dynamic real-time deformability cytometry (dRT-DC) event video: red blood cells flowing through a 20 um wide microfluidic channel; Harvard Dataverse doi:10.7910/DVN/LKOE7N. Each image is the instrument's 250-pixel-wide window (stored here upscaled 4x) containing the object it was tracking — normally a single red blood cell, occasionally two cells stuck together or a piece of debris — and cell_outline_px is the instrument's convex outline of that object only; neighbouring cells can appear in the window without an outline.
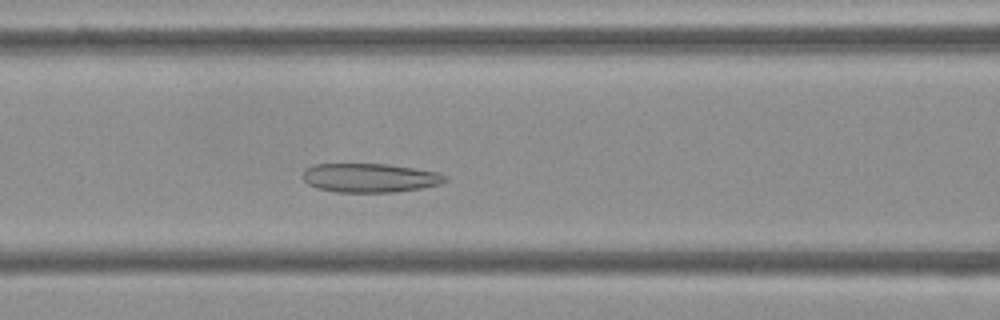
{"species": "Egyptian fruit bat (a non-hibernating species)", "species_latin": "Rousettus aegyptiacus", "temperature_condition": "cold", "stored_images_in_passage": 50, "camera_frame_rate_fps": 3000, "um_per_image_px": 0.085, "frame": {"image": 1, "passage_image": 18, "time_ms": 5.667, "image_size_px": [1000, 320], "cell_outline_px": [[448, 180], [440, 184], [420, 188], [396, 192], [336, 192], [316, 188], [308, 184], [304, 180], [304, 168], [312, 164], [388, 164], [440, 172], [448, 176]], "centroid_in_image_um": [31.46, 15.11], "position_along_channel_um": 135.1, "area_um2": 24.22}}
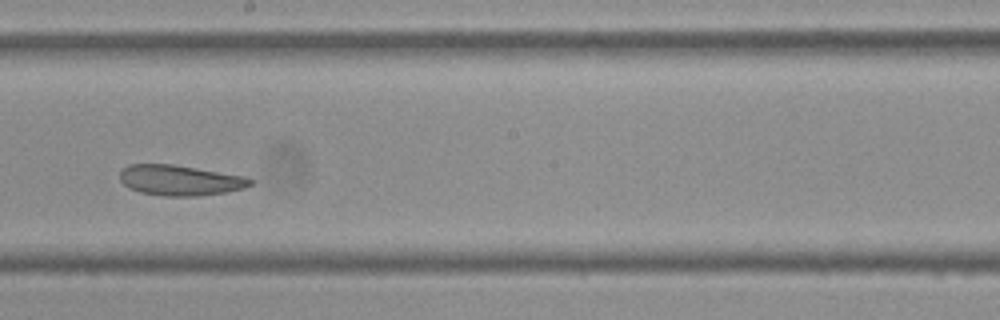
{"frame": {"image": 2, "passage_image": 26, "time_ms": 8.333, "image_size_px": [1000, 320], "cell_outline_px": [[252, 184], [244, 188], [224, 192], [196, 196], [164, 196], [140, 192], [128, 188], [120, 180], [120, 168], [128, 164], [172, 164], [244, 176], [252, 180]], "centroid_in_image_um": [15.24, 15.32], "position_along_channel_um": 233.0, "area_um2": 23.06}}
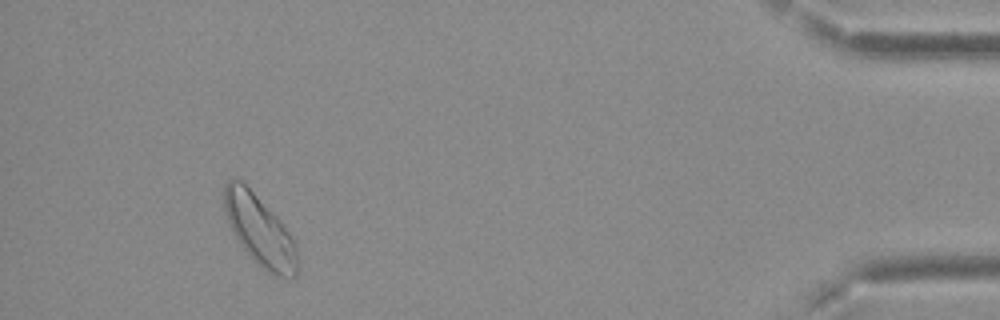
{"frame": {"image": 3, "passage_image": 46, "time_ms": 15.0, "image_size_px": [1000, 320], "cell_outline_px": [[296, 276], [276, 276], [268, 272], [240, 244], [232, 232], [228, 224], [224, 212], [220, 192], [224, 184], [232, 176], [244, 180], [284, 224], [292, 236], [296, 244]], "centroid_in_image_um": [21.98, 19.43], "position_along_channel_um": 413.2, "area_um2": 30.52}, "authors_computed_cell_mechanics": {"area_um2": 25.8655, "velocity_mm_per_s": 3.6742, "shape_relaxation_time_tau1_ms": null, "shape_relaxation_time_tau2_ms": 3.0935, "deformation_change_tau1": null, "deformation_change_tau2": 0.0785}}